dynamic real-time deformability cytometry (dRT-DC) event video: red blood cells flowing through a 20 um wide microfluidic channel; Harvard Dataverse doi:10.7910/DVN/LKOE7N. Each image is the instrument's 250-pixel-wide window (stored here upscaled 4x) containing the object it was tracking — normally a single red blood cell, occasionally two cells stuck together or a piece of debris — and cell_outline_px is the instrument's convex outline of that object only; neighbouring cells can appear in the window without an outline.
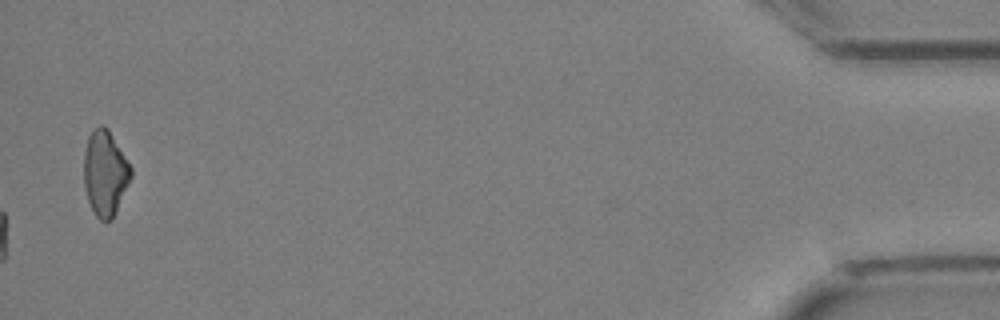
{"species": "Egyptian fruit bat (a non-hibernating species)", "species_latin": "Rousettus aegyptiacus", "temperature_condition": "cold", "stored_images_in_passage": 27, "camera_frame_rate_fps": 3000, "um_per_image_px": 0.085, "animal": {"sex": "female"}, "frame": {"image": 1, "passage_image": 27, "time_ms": 8.667, "image_size_px": [1000, 320], "cell_outline_px": [[132, 176], [116, 212], [108, 220], [100, 220], [96, 216], [88, 200], [84, 184], [84, 152], [88, 136], [92, 128], [100, 124], [104, 124], [108, 128], [132, 168]], "centroid_in_image_um": [8.93, 14.66], "position_along_channel_um": 426.3, "area_um2": 23.35}}